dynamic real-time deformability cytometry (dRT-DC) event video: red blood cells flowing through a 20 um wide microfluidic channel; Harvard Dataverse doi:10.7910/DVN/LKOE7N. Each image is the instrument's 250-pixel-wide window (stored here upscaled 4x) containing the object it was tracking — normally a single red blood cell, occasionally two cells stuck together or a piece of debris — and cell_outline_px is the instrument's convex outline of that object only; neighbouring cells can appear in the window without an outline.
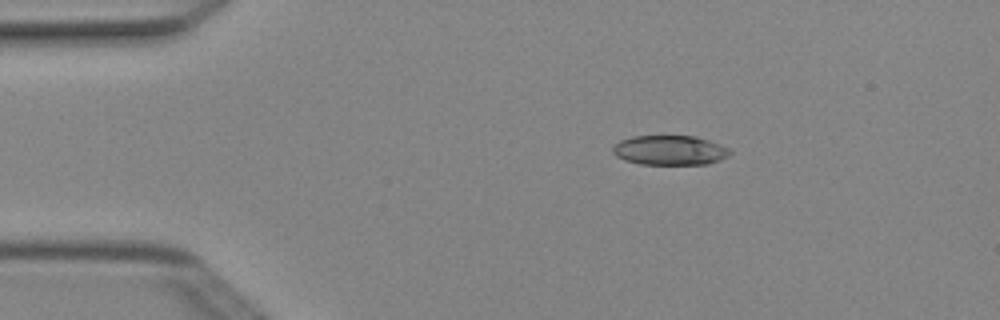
{"species": "Egyptian fruit bat (a non-hibernating species)", "species_latin": "Rousettus aegyptiacus", "temperature_condition": "cold", "stored_images_in_passage": 3, "camera_frame_rate_fps": 3000, "um_per_image_px": 0.085, "animal": {"sex": "female"}, "frame": {"image": 1, "passage_image": 1, "time_ms": 0.0, "image_size_px": [1000, 320], "cell_outline_px": [[732, 152], [728, 156], [720, 160], [708, 164], [640, 164], [624, 160], [616, 156], [612, 152], [612, 148], [620, 140], [632, 136], [696, 136], [720, 144], [728, 148]], "centroid_in_image_um": [56.93, 12.77], "position_along_channel_um": 28.1, "area_um2": 20.29}}